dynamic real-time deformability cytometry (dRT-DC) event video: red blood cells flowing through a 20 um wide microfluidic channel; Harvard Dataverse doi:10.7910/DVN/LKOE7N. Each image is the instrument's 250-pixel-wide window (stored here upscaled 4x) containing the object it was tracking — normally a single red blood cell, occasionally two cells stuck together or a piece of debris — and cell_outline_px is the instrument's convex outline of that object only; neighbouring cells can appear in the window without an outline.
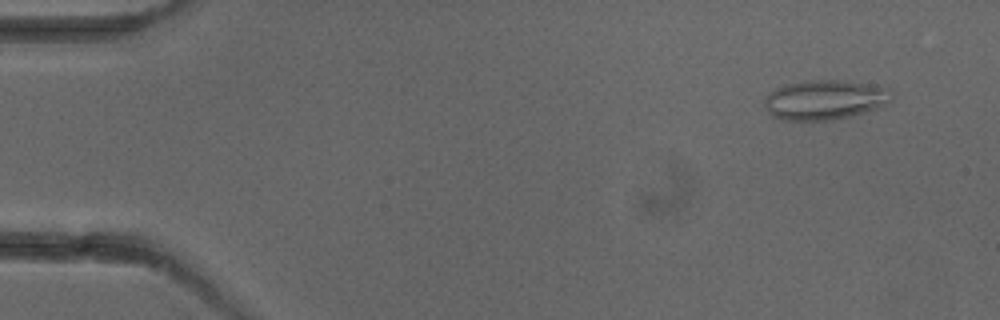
{"species": "common noctule bat (a hibernating species)", "species_latin": "Nyctalus noctula", "temperature_condition": "cold", "stored_images_in_passage": 5, "camera_frame_rate_fps": 3000, "um_per_image_px": 0.085, "animal": {"sex": "female"}, "frame": {"image": 1, "passage_image": 2, "time_ms": 1.0, "image_size_px": [1000, 320], "cell_outline_px": [[892, 100], [884, 108], [852, 116], [832, 120], [780, 120], [772, 116], [764, 108], [764, 96], [768, 92], [784, 84], [804, 80], [848, 80], [892, 88]], "centroid_in_image_um": [70.15, 8.48], "position_along_channel_um": 14.9, "area_um2": 30.46}}